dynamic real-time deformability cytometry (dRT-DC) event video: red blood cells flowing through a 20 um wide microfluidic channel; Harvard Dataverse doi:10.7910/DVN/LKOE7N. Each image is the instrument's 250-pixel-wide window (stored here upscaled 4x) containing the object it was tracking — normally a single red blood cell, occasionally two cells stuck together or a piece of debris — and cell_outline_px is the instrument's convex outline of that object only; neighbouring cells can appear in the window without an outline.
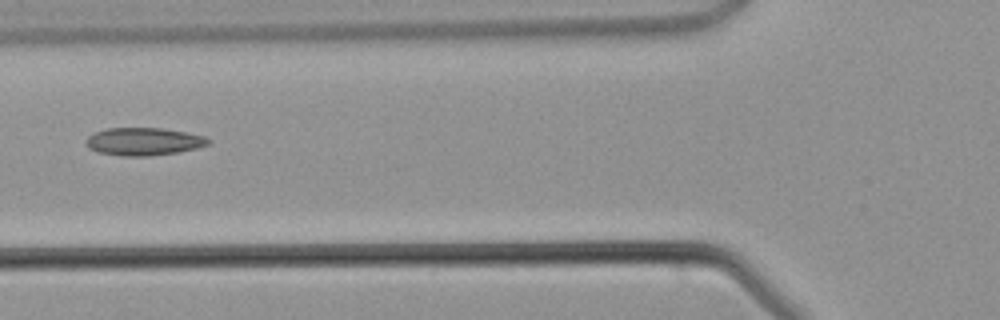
{"species": "common noctule bat (a hibernating species)", "species_latin": "Nyctalus noctula", "temperature_condition": "warm", "stored_images_in_passage": 5, "camera_frame_rate_fps": 3000, "um_per_image_px": 0.085, "animal": {"sex": "male", "body_mass_g": 21.5, "forearm_length_mm": 52.0}, "frame": {"image": 1, "passage_image": 4, "time_ms": 4.667, "image_size_px": [1000, 320], "cell_outline_px": [[208, 144], [196, 148], [176, 152], [152, 156], [124, 156], [100, 152], [88, 148], [84, 144], [84, 140], [88, 136], [96, 132], [108, 128], [160, 128], [188, 132], [204, 136], [208, 140]], "centroid_in_image_um": [12.17, 12.03], "position_along_channel_um": 113.6, "area_um2": 19.65}}
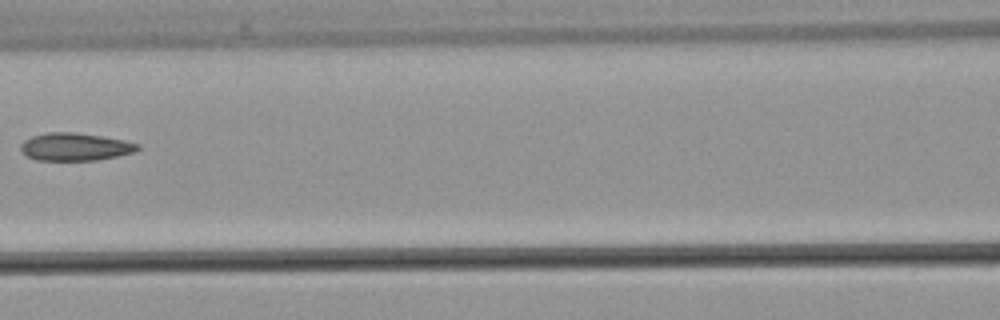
{"frame": {"image": 2, "passage_image": 5, "time_ms": 5.667, "image_size_px": [1000, 320], "cell_outline_px": [[140, 148], [136, 152], [96, 160], [36, 160], [28, 156], [20, 148], [20, 144], [24, 140], [32, 136], [48, 132], [76, 132], [124, 140], [140, 144]], "centroid_in_image_um": [6.4, 12.47], "position_along_channel_um": 160.2, "area_um2": 18.84}}